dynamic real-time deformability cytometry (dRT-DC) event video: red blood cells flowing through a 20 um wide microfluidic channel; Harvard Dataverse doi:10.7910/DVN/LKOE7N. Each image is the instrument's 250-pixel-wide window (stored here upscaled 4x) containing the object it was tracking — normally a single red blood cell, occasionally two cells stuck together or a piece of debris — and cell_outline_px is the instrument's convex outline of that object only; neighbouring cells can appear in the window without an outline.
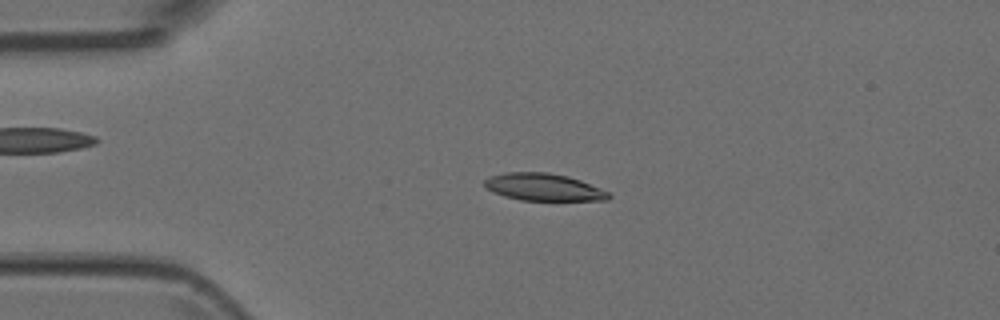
{"species": "Egyptian fruit bat (a non-hibernating species)", "species_latin": "Rousettus aegyptiacus", "temperature_condition": "room temperature", "stored_images_in_passage": 5, "camera_frame_rate_fps": 3000, "um_per_image_px": 0.085, "animal": {"sex": "female"}, "frame": {"image": 1, "passage_image": 3, "time_ms": 0.667, "image_size_px": [1000, 320], "cell_outline_px": [[612, 196], [608, 200], [520, 200], [504, 196], [492, 192], [484, 188], [484, 180], [488, 176], [504, 172], [548, 172], [568, 176], [580, 180], [600, 188], [608, 192]], "centroid_in_image_um": [46.15, 15.9], "position_along_channel_um": 38.8, "area_um2": 19.88}}
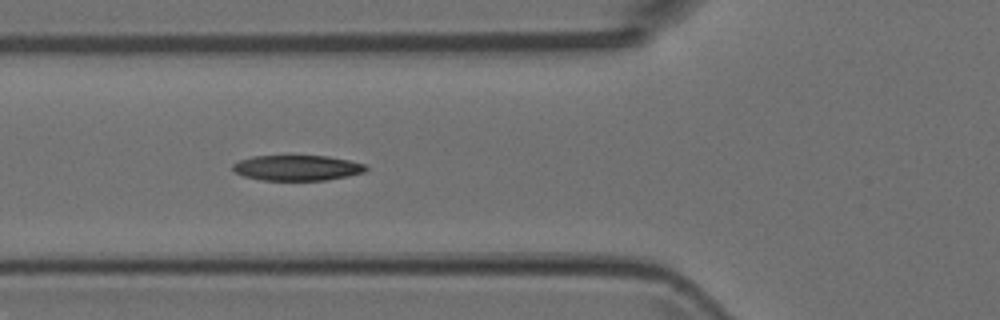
{"frame": {"image": 2, "passage_image": 5, "time_ms": 1.333, "image_size_px": [1000, 320], "cell_outline_px": [[368, 168], [364, 172], [348, 176], [328, 180], [260, 180], [244, 176], [236, 172], [232, 168], [232, 164], [240, 160], [252, 156], [328, 156], [348, 160], [364, 164]], "centroid_in_image_um": [25.25, 14.27], "position_along_channel_um": 100.5, "area_um2": 19.65}}